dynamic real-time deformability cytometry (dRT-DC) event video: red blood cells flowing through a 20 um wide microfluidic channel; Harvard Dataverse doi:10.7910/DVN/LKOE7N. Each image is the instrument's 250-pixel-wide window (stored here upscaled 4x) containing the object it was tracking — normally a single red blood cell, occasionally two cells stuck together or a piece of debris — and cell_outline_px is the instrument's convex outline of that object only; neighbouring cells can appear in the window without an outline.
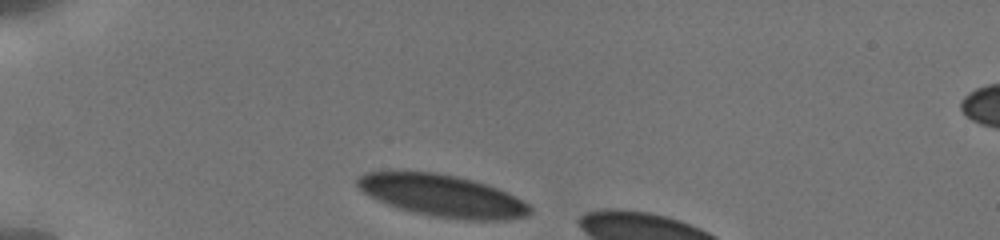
{"species": "human", "species_latin": "Homo sapiens", "temperature_condition": "cold", "stored_images_in_passage": 8, "camera_frame_rate_fps": 3000, "um_per_image_px": 0.085, "donor": {"sex": "male"}, "frame": {"image": 1, "passage_image": 1, "time_ms": 0.0, "image_size_px": [1000, 240], "cell_outline_px": [[532, 212], [528, 216], [504, 220], [464, 220], [432, 216], [412, 212], [388, 204], [364, 192], [356, 184], [356, 180], [360, 176], [368, 172], [432, 172], [456, 176], [488, 184], [508, 192], [528, 204], [532, 208]], "centroid_in_image_um": [37.67, 16.65], "position_along_channel_um": 47.3, "area_um2": 41.91}}
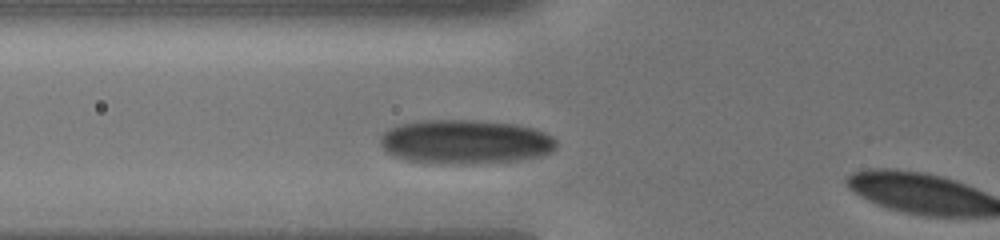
{"frame": {"image": 2, "passage_image": 7, "time_ms": 2.0, "image_size_px": [1000, 240], "cell_outline_px": [[556, 148], [552, 152], [536, 156], [516, 160], [464, 164], [440, 164], [408, 160], [396, 156], [388, 152], [380, 144], [380, 136], [384, 132], [400, 124], [424, 120], [472, 120], [512, 124], [532, 128], [544, 132], [552, 136], [556, 140]], "centroid_in_image_um": [39.54, 12.05], "position_along_channel_um": 86.3, "area_um2": 44.97}}